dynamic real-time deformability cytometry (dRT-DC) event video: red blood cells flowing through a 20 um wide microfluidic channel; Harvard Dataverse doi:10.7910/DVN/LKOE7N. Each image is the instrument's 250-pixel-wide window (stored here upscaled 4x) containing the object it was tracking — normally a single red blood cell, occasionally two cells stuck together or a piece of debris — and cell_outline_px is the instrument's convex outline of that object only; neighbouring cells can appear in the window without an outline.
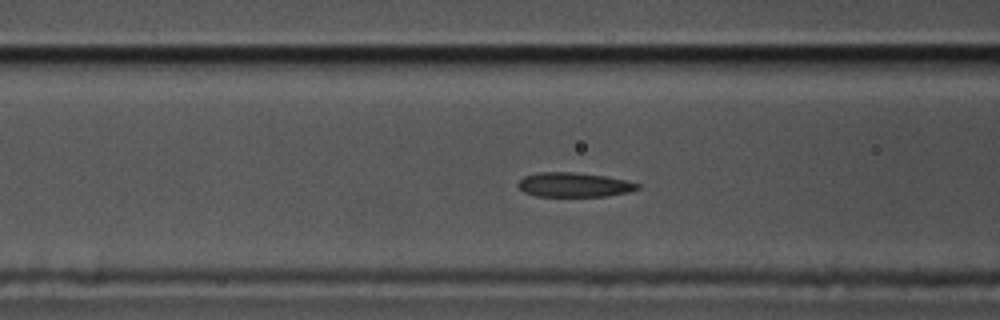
{"species": "common noctule bat (a hibernating species)", "species_latin": "Nyctalus noctula", "temperature_condition": "cold", "stored_images_in_passage": 42, "camera_frame_rate_fps": 3000, "um_per_image_px": 0.085, "animal": {"sex": "male", "body_mass_g": 17.5, "forearm_length_mm": 52.3}, "frame": {"image": 1, "passage_image": 6, "time_ms": 1.667, "image_size_px": [1000, 320], "cell_outline_px": [[640, 188], [628, 192], [608, 196], [536, 196], [524, 192], [516, 184], [524, 176], [536, 172], [576, 172], [608, 176], [628, 180], [640, 184]], "centroid_in_image_um": [48.81, 15.69], "position_along_channel_um": 117.8, "area_um2": 17.22}}
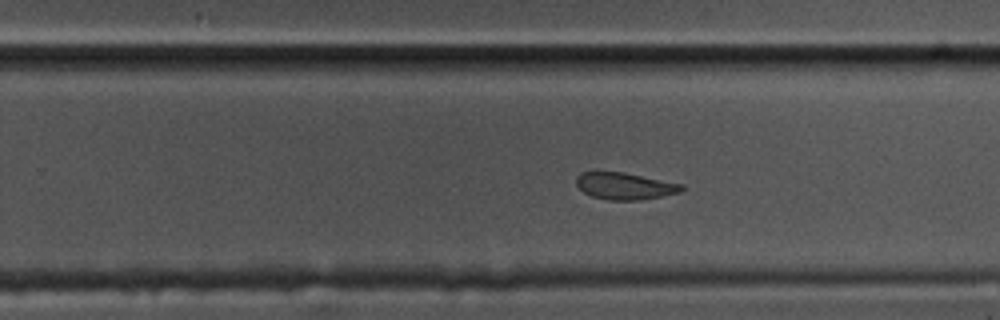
{"frame": {"image": 2, "passage_image": 20, "time_ms": 6.333, "image_size_px": [1000, 320], "cell_outline_px": [[684, 188], [680, 192], [640, 200], [608, 200], [592, 196], [584, 192], [576, 184], [576, 176], [580, 172], [624, 172], [684, 184]], "centroid_in_image_um": [53.11, 15.8], "position_along_channel_um": 276.7, "area_um2": 16.47}}
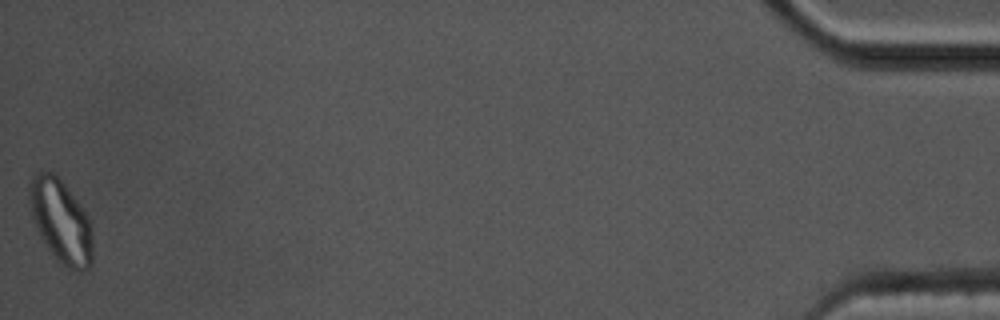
{"frame": {"image": 3, "passage_image": 42, "time_ms": 13.667, "image_size_px": [1000, 320], "cell_outline_px": [[92, 264], [88, 268], [80, 272], [56, 260], [40, 236], [32, 216], [28, 196], [28, 184], [32, 176], [36, 172], [52, 172], [68, 188], [80, 204], [88, 216], [92, 224]], "centroid_in_image_um": [5.18, 18.79], "position_along_channel_um": 430.0, "area_um2": 30.69}, "authors_computed_cell_mechanics": {"area_um2": 17.5423, "velocity_mm_per_s": 3.4126, "shape_relaxation_time_tau1_ms": 5.8574, "shape_relaxation_time_tau2_ms": 2.342, "deformation_change_tau1": 0.17, "deformation_change_tau2": 0.0852}}